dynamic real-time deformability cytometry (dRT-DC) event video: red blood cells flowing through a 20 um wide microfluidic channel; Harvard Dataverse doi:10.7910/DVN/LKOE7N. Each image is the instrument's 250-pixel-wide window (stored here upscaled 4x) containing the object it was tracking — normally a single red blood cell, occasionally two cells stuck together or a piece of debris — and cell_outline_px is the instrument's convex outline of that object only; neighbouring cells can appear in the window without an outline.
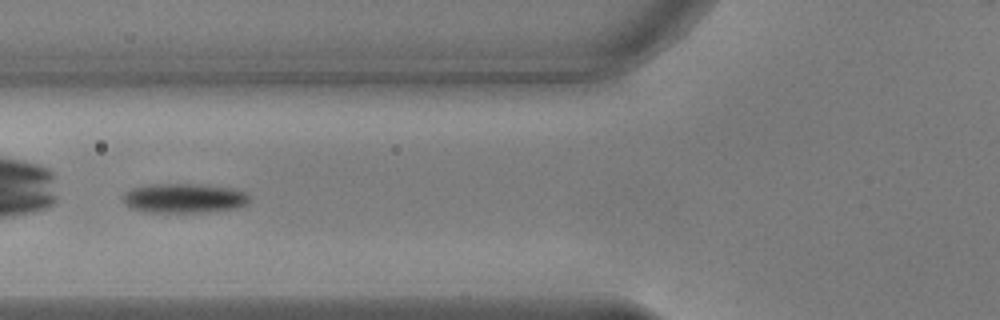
{"species": "common noctule bat (a hibernating species)", "species_latin": "Nyctalus noctula", "temperature_condition": "warm", "stored_images_in_passage": 34, "camera_frame_rate_fps": 3000, "um_per_image_px": 0.085, "animal": {"sex": "male", "body_mass_g": 17.9, "forearm_length_mm": 54.2}, "frame": {"image": 1, "passage_image": 20, "time_ms": 6.333, "image_size_px": [1000, 320], "cell_outline_px": [[248, 204], [236, 208], [200, 212], [144, 212], [128, 208], [124, 200], [124, 192], [132, 188], [152, 184], [200, 184], [232, 188], [244, 192], [248, 196]], "centroid_in_image_um": [15.61, 16.85], "position_along_channel_um": 110.2, "area_um2": 21.68}}